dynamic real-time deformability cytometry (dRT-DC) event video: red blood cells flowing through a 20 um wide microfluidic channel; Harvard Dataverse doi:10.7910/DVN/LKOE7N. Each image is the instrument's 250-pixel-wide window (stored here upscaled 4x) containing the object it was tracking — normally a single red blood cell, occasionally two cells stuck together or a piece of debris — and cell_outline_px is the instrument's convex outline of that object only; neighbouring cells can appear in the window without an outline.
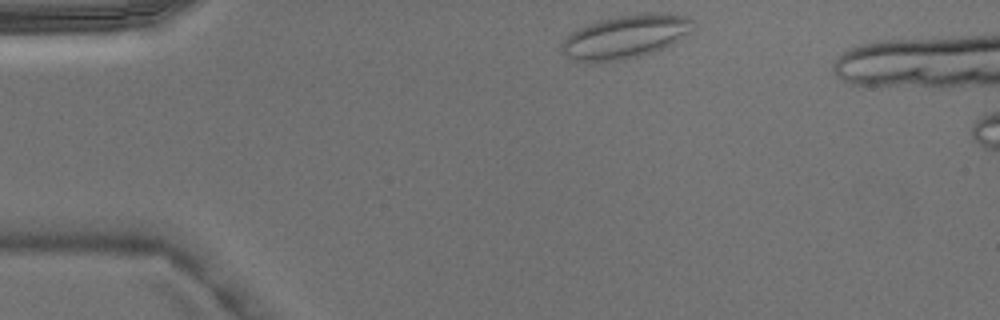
{"species": "Egyptian fruit bat (a non-hibernating species)", "species_latin": "Rousettus aegyptiacus", "temperature_condition": "warm", "stored_images_in_passage": 3, "camera_frame_rate_fps": 3000, "um_per_image_px": 0.085, "animal": {"sex": "male"}, "frame": {"image": 1, "passage_image": 1, "time_ms": 0.0, "image_size_px": [1000, 320], "cell_outline_px": [[692, 20], [688, 32], [672, 44], [664, 48], [640, 56], [620, 60], [588, 64], [584, 64], [572, 60], [564, 56], [560, 52], [560, 44], [572, 32], [596, 20], [616, 16], [644, 12], [668, 12], [684, 16]], "centroid_in_image_um": [53.07, 3.14], "position_along_channel_um": 31.9, "area_um2": 33.7}}